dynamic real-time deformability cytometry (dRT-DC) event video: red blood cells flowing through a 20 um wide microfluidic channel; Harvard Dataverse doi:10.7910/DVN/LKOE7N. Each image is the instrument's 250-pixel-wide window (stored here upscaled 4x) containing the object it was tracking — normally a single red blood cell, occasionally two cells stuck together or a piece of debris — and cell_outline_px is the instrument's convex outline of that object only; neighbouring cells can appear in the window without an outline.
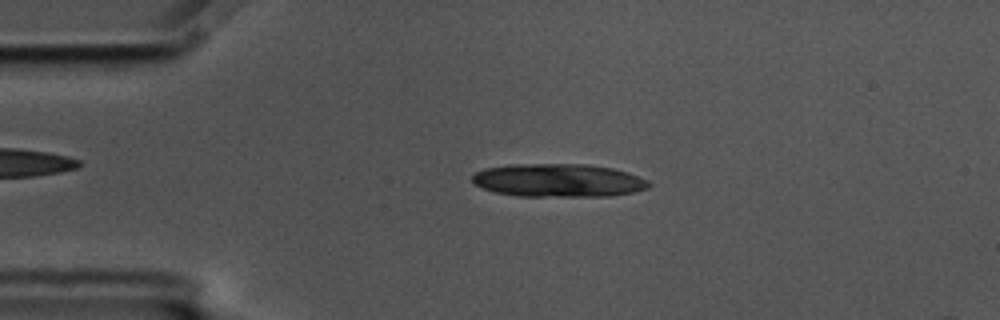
{"species": "common noctule bat (a hibernating species)", "species_latin": "Nyctalus noctula", "temperature_condition": "cold", "stored_images_in_passage": 16, "camera_frame_rate_fps": 3000, "um_per_image_px": 0.085, "animal": {"sex": "male", "body_mass_g": 17.5, "forearm_length_mm": 52.3}, "frame": {"image": 1, "passage_image": 11, "time_ms": 3.333, "image_size_px": [1000, 320], "cell_outline_px": [[652, 184], [648, 188], [632, 192], [612, 196], [516, 196], [492, 192], [476, 184], [472, 180], [472, 176], [476, 172], [484, 168], [508, 164], [588, 164], [612, 168], [628, 172], [648, 180]], "centroid_in_image_um": [47.46, 15.33], "position_along_channel_um": 37.5, "area_um2": 34.39}}